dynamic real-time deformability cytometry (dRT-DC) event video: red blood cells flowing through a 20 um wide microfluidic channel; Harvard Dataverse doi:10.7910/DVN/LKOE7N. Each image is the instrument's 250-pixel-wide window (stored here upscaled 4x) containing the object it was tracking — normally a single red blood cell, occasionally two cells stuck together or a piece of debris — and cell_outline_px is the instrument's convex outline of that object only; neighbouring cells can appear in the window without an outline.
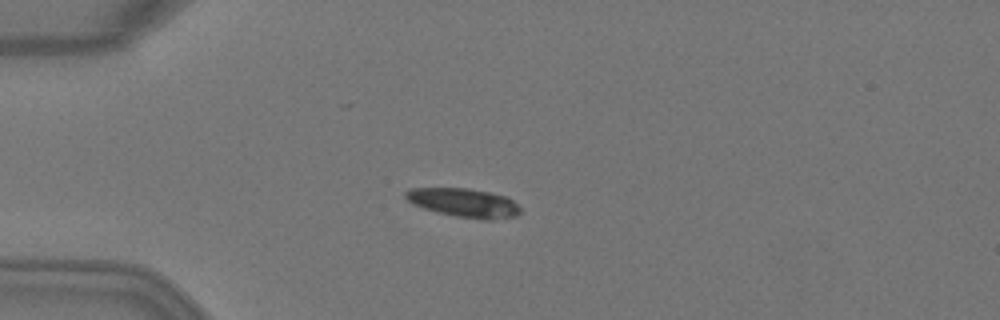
{"species": "Egyptian fruit bat (a non-hibernating species)", "species_latin": "Rousettus aegyptiacus", "temperature_condition": "warm", "stored_images_in_passage": 6, "camera_frame_rate_fps": 3000, "um_per_image_px": 0.085, "animal": {"sex": "female"}, "frame": {"image": 1, "passage_image": 3, "time_ms": 0.667, "image_size_px": [1000, 320], "cell_outline_px": [[520, 212], [516, 216], [492, 220], [484, 220], [456, 216], [436, 212], [412, 204], [404, 196], [404, 192], [412, 188], [468, 188], [508, 196], [520, 208]], "centroid_in_image_um": [39.43, 17.23], "position_along_channel_um": 45.6, "area_um2": 19.31}}
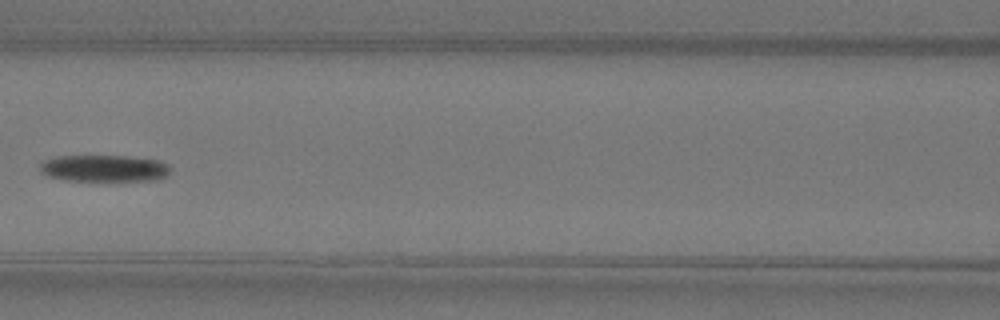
{"frame": {"image": 2, "passage_image": 6, "time_ms": 1.667, "image_size_px": [1000, 320], "cell_outline_px": [[168, 172], [164, 176], [156, 180], [64, 180], [48, 176], [40, 172], [40, 164], [44, 160], [56, 156], [128, 156], [160, 160], [168, 164]], "centroid_in_image_um": [8.81, 14.29], "position_along_channel_um": 157.8, "area_um2": 20.17}}